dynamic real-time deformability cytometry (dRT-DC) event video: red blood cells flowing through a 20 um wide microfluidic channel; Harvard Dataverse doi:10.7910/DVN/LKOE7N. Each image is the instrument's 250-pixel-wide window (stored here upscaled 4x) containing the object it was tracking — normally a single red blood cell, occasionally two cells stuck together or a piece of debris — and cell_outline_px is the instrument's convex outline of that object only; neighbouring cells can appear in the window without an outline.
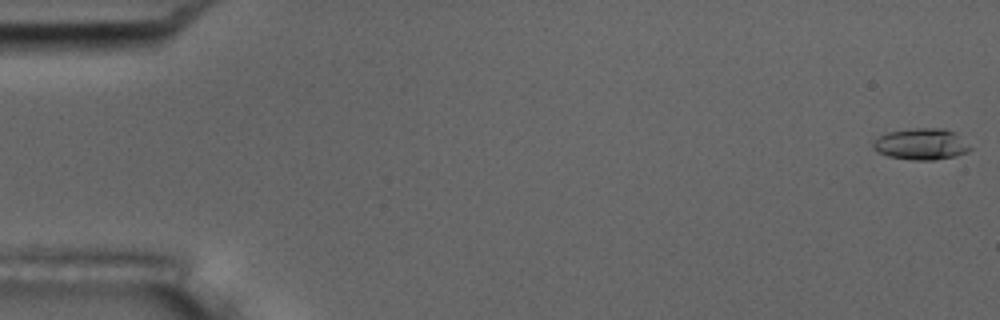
{"species": "common noctule bat (a hibernating species)", "species_latin": "Nyctalus noctula", "temperature_condition": "room temperature", "stored_images_in_passage": 54, "camera_frame_rate_fps": 3000, "um_per_image_px": 0.085, "animal": {"sex": "male", "body_mass_g": 17.5, "forearm_length_mm": 52.3}, "frame": {"image": 1, "passage_image": 1, "time_ms": 0.0, "image_size_px": [1000, 320], "cell_outline_px": [[972, 148], [968, 152], [956, 156], [932, 160], [912, 160], [888, 156], [876, 152], [872, 144], [872, 140], [888, 132], [912, 128], [944, 128], [952, 132]], "centroid_in_image_um": [78.25, 12.26], "position_along_channel_um": 6.7, "area_um2": 17.63}}
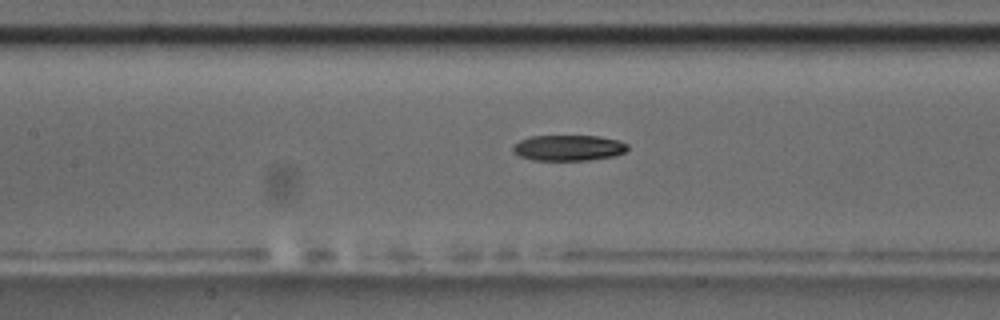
{"frame": {"image": 2, "passage_image": 25, "time_ms": 8.0, "image_size_px": [1000, 320], "cell_outline_px": [[628, 148], [624, 152], [616, 156], [592, 160], [532, 160], [520, 156], [512, 152], [512, 148], [520, 140], [532, 136], [600, 136], [616, 140], [628, 144]], "centroid_in_image_um": [48.33, 12.57], "position_along_channel_um": 159.1, "area_um2": 17.22}}
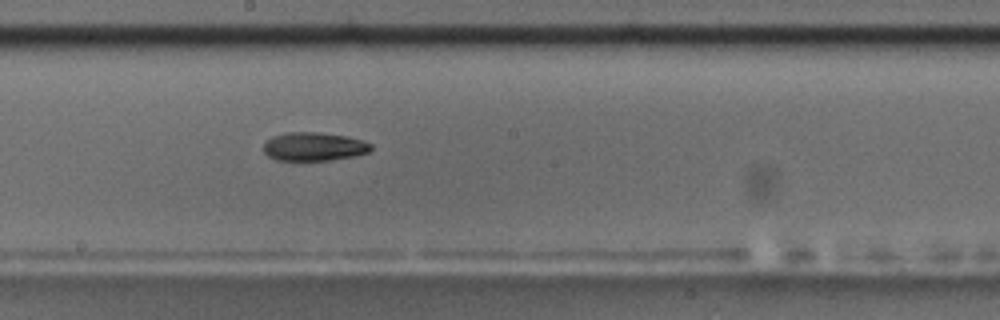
{"frame": {"image": 3, "passage_image": 30, "time_ms": 9.667, "image_size_px": [1000, 320], "cell_outline_px": [[372, 148], [368, 152], [352, 156], [328, 160], [276, 160], [268, 156], [264, 152], [264, 144], [272, 136], [288, 132], [316, 132], [348, 136], [372, 144]], "centroid_in_image_um": [26.66, 12.45], "position_along_channel_um": 221.5, "area_um2": 17.69}, "authors_computed_cell_mechanics": {"area_um2": 17.6868, "velocity_mm_per_s": 3.7761, "shape_relaxation_time_tau1_ms": 10.2718, "shape_relaxation_time_tau2_ms": null, "deformation_change_tau1": 0.2385, "deformation_change_tau2": null}}